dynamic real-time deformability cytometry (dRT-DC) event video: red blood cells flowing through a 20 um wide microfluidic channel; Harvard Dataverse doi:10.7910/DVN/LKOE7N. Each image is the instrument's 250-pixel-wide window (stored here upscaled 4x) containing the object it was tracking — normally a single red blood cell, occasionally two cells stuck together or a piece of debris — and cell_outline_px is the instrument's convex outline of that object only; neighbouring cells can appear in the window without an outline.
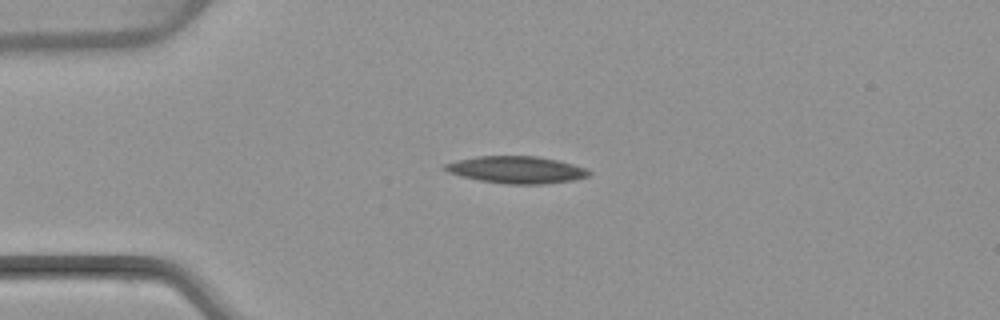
{"species": "common noctule bat (a hibernating species)", "species_latin": "Nyctalus noctula", "temperature_condition": "warm", "stored_images_in_passage": 6, "camera_frame_rate_fps": 3000, "um_per_image_px": 0.085, "animal": {"sex": "female", "body_mass_g": 22.7, "forearm_length_mm": 54.2}, "frame": {"image": 1, "passage_image": 3, "time_ms": 2.333, "image_size_px": [1000, 320], "cell_outline_px": [[592, 172], [588, 176], [576, 180], [544, 184], [508, 184], [480, 180], [460, 176], [448, 172], [440, 168], [444, 164], [456, 160], [476, 156], [536, 156], [556, 160], [572, 164], [584, 168]], "centroid_in_image_um": [43.86, 14.43], "position_along_channel_um": 41.1, "area_um2": 22.77}}
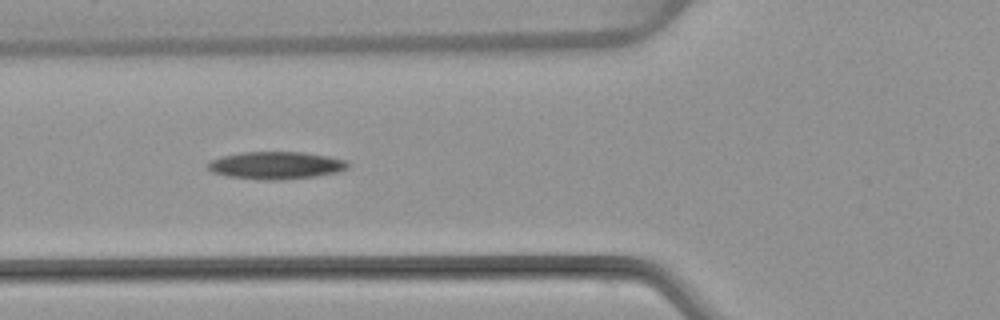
{"frame": {"image": 2, "passage_image": 5, "time_ms": 4.667, "image_size_px": [1000, 320], "cell_outline_px": [[348, 168], [336, 172], [316, 176], [276, 180], [264, 180], [228, 176], [212, 172], [208, 168], [208, 160], [220, 156], [240, 152], [304, 152], [328, 156], [348, 160]], "centroid_in_image_um": [23.44, 14.04], "position_along_channel_um": 102.4, "area_um2": 22.48}}
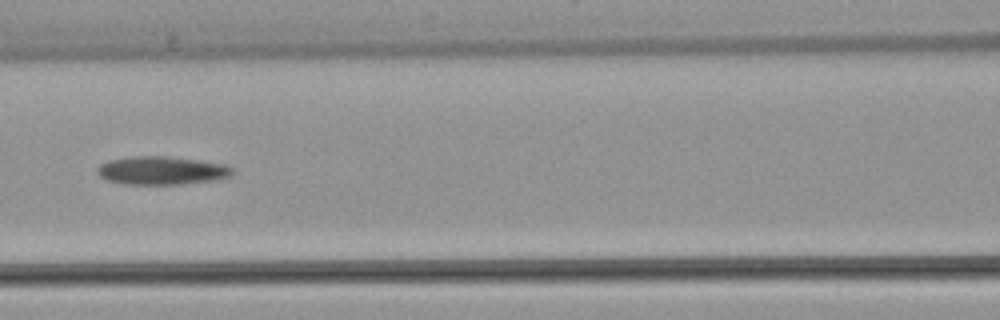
{"frame": {"image": 3, "passage_image": 6, "time_ms": 6.0, "image_size_px": [1000, 320], "cell_outline_px": [[236, 172], [232, 176], [216, 180], [180, 184], [124, 184], [108, 180], [100, 176], [96, 172], [96, 168], [100, 164], [108, 160], [128, 156], [168, 156], [200, 160], [228, 164]], "centroid_in_image_um": [13.78, 14.48], "position_along_channel_um": 152.8, "area_um2": 22.66}}